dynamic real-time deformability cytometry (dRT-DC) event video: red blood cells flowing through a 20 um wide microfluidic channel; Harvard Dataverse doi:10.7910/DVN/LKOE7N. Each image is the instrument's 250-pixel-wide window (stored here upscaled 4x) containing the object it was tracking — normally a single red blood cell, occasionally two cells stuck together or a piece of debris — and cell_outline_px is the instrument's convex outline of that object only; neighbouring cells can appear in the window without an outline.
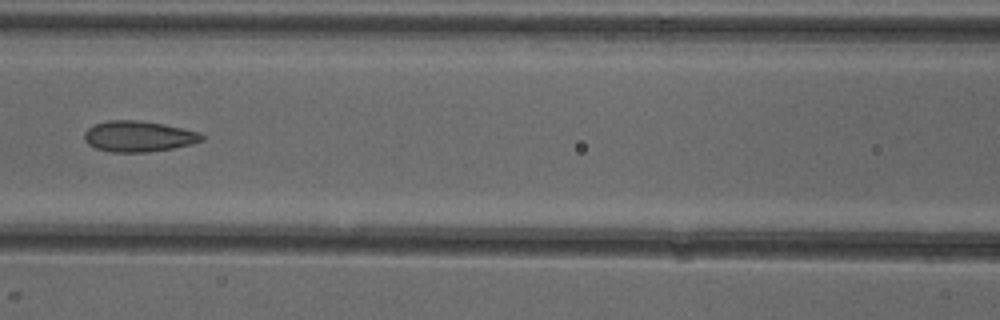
{"species": "common noctule bat (a hibernating species)", "species_latin": "Nyctalus noctula", "temperature_condition": "cold", "stored_images_in_passage": 7, "camera_frame_rate_fps": 3000, "um_per_image_px": 0.085, "animal": {"sex": "female"}, "frame": {"image": 1, "passage_image": 7, "time_ms": 7.667, "image_size_px": [1000, 320], "cell_outline_px": [[204, 140], [192, 144], [172, 148], [148, 152], [112, 152], [96, 148], [88, 144], [84, 140], [84, 132], [92, 124], [108, 120], [140, 120], [164, 124], [200, 132], [204, 136]], "centroid_in_image_um": [11.76, 11.58], "position_along_channel_um": 154.8, "area_um2": 21.27}}